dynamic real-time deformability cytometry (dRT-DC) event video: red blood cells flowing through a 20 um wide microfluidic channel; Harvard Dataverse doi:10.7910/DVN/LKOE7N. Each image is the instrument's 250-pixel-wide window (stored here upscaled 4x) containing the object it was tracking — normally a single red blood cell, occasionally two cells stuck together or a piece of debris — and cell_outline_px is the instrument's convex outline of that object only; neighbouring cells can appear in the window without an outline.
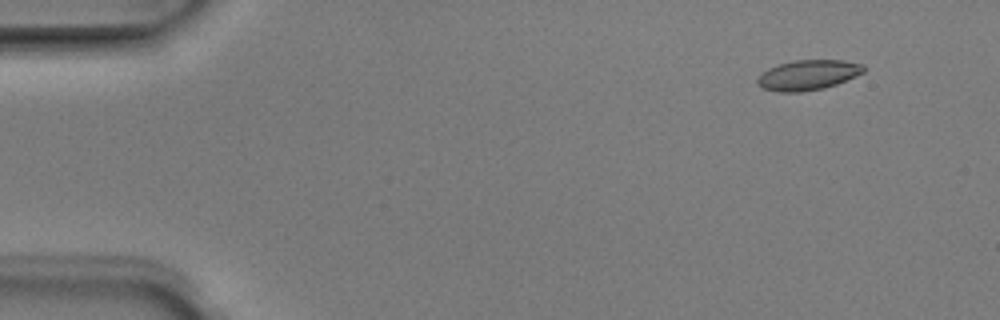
{"species": "Egyptian fruit bat (a non-hibernating species)", "species_latin": "Rousettus aegyptiacus", "temperature_condition": "room temperature", "stored_images_in_passage": 4, "camera_frame_rate_fps": 3000, "um_per_image_px": 0.085, "animal": {"sex": "male"}, "frame": {"image": 1, "passage_image": 1, "time_ms": 0.0, "image_size_px": [1000, 320], "cell_outline_px": [[864, 72], [856, 76], [836, 84], [824, 88], [800, 92], [776, 92], [764, 88], [756, 84], [756, 80], [768, 68], [780, 64], [796, 60], [844, 60], [864, 64]], "centroid_in_image_um": [68.69, 6.38], "position_along_channel_um": 16.3, "area_um2": 18.55}}
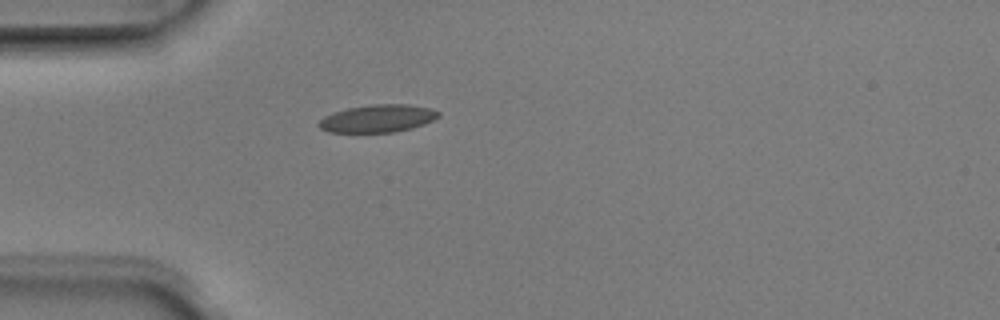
{"frame": {"image": 2, "passage_image": 4, "time_ms": 1.0, "image_size_px": [1000, 320], "cell_outline_px": [[440, 116], [424, 124], [412, 128], [392, 132], [328, 132], [320, 128], [316, 124], [324, 116], [332, 112], [348, 108], [372, 104], [408, 104], [432, 108], [440, 112]], "centroid_in_image_um": [32.1, 10.06], "position_along_channel_um": 52.9, "area_um2": 19.36}}